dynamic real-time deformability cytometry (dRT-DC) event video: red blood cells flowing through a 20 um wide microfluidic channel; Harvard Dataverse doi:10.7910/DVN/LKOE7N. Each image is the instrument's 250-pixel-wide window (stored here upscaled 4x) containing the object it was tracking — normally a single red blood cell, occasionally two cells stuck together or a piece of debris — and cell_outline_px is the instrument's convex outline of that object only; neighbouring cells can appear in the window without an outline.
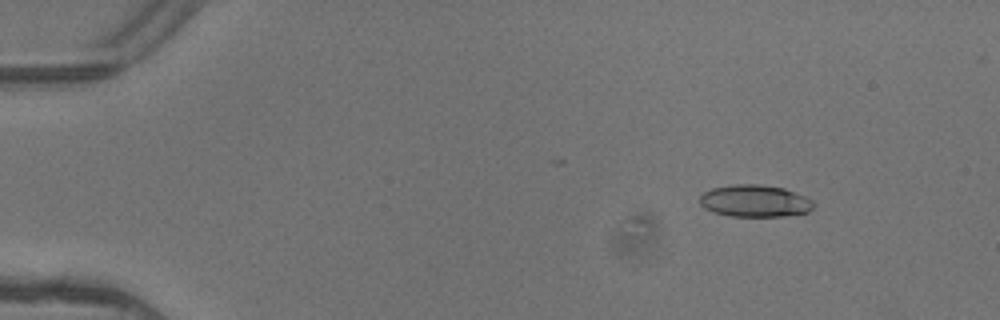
{"species": "common noctule bat (a hibernating species)", "species_latin": "Nyctalus noctula", "temperature_condition": "warm", "stored_images_in_passage": 5, "camera_frame_rate_fps": 3000, "um_per_image_px": 0.085, "animal": {"sex": "female"}, "frame": {"image": 1, "passage_image": 1, "time_ms": 0.0, "image_size_px": [1000, 320], "cell_outline_px": [[816, 204], [808, 212], [784, 216], [728, 216], [712, 212], [704, 208], [700, 204], [700, 196], [704, 192], [712, 188], [736, 184], [760, 184], [784, 188], [804, 196], [812, 200]], "centroid_in_image_um": [64.15, 17.08], "position_along_channel_um": 20.8, "area_um2": 21.33}}
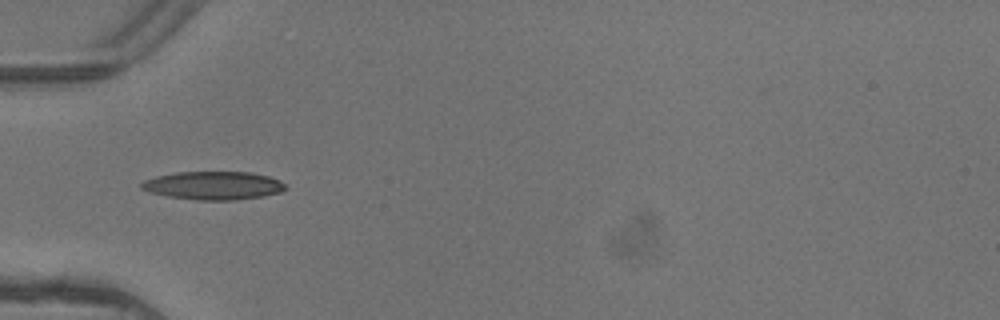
{"frame": {"image": 2, "passage_image": 4, "time_ms": 1.0, "image_size_px": [1000, 320], "cell_outline_px": [[288, 188], [280, 192], [264, 196], [236, 200], [196, 200], [168, 196], [148, 192], [140, 188], [140, 184], [144, 180], [156, 176], [176, 172], [252, 172], [268, 176], [280, 180]], "centroid_in_image_um": [18.14, 15.77], "position_along_channel_um": 66.9, "area_um2": 23.87}}
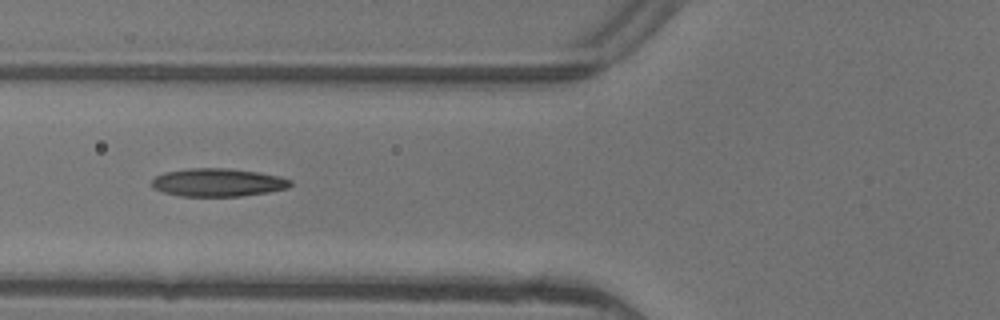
{"frame": {"image": 3, "passage_image": 5, "time_ms": 1.333, "image_size_px": [1000, 320], "cell_outline_px": [[292, 184], [288, 188], [268, 192], [240, 196], [180, 196], [164, 192], [152, 188], [152, 180], [156, 176], [164, 172], [188, 168], [228, 168], [260, 172], [292, 180]], "centroid_in_image_um": [18.51, 15.5], "position_along_channel_um": 107.3, "area_um2": 22.72}}